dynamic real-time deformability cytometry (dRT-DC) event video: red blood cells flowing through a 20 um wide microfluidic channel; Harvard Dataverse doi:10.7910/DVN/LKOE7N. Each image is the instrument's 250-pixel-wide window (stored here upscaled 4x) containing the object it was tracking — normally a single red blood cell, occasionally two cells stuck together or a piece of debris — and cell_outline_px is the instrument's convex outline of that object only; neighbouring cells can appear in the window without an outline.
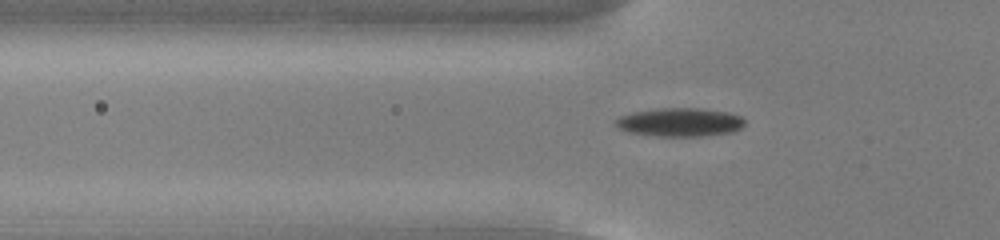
{"species": "common noctule bat (a hibernating species)", "species_latin": "Nyctalus noctula", "temperature_condition": "cold", "stored_images_in_passage": 48, "camera_frame_rate_fps": 3000, "um_per_image_px": 0.085, "animal": {"sex": "male", "body_mass_g": 13.0, "forearm_length_mm": 53.1}, "frame": {"image": 1, "passage_image": 16, "time_ms": 5.0, "image_size_px": [1000, 240], "cell_outline_px": [[744, 124], [740, 128], [732, 132], [704, 136], [656, 136], [628, 132], [620, 128], [612, 120], [620, 116], [632, 112], [660, 108], [696, 108], [728, 112], [740, 116], [744, 120]], "centroid_in_image_um": [57.76, 10.39], "position_along_channel_um": 68.0, "area_um2": 21.44}}
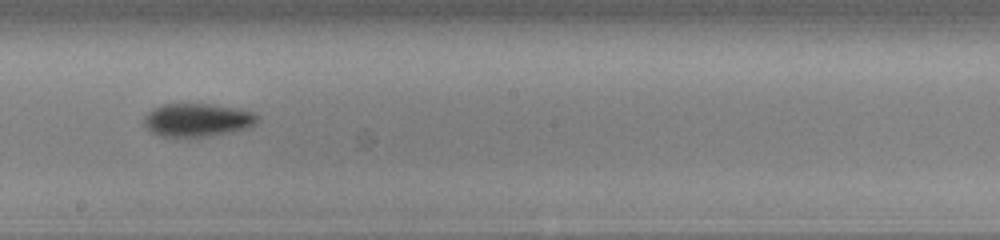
{"frame": {"image": 2, "passage_image": 29, "time_ms": 9.333, "image_size_px": [1000, 240], "cell_outline_px": [[260, 120], [256, 124], [248, 128], [232, 132], [212, 136], [176, 140], [160, 136], [152, 132], [144, 124], [144, 116], [152, 108], [160, 104], [212, 104], [240, 108], [252, 112], [260, 116]], "centroid_in_image_um": [16.78, 10.23], "position_along_channel_um": 231.4, "area_um2": 22.95}}
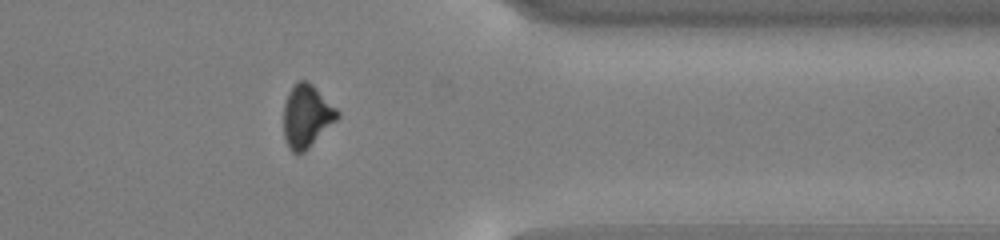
{"frame": {"image": 3, "passage_image": 42, "time_ms": 13.667, "image_size_px": [1000, 240], "cell_outline_px": [[340, 116], [304, 152], [296, 156], [288, 148], [284, 136], [284, 104], [288, 92], [296, 80], [308, 80], [340, 112]], "centroid_in_image_um": [26.04, 9.87], "position_along_channel_um": 385.4, "area_um2": 19.71}, "authors_computed_cell_mechanics": {"area_um2": 20.3745, "velocity_mm_per_s": 3.8022, "shape_relaxation_time_tau1_ms": 2.457, "shape_relaxation_time_tau2_ms": null, "deformation_change_tau1": 0.1356, "deformation_change_tau2": null}}